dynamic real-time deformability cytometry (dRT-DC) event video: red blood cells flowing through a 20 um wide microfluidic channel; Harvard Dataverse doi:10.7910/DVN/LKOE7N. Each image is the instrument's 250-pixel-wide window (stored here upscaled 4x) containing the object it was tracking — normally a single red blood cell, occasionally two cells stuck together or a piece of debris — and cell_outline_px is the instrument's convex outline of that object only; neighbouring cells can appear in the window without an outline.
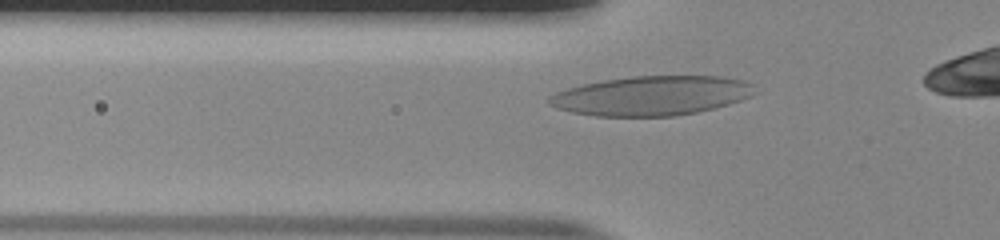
{"species": "human", "species_latin": "Homo sapiens", "temperature_condition": "room temperature", "stored_images_in_passage": 34, "camera_frame_rate_fps": 3000, "um_per_image_px": 0.085, "donor": {"sex": "male"}, "frame": {"image": 1, "passage_image": 5, "time_ms": 1.333, "image_size_px": [1000, 240], "cell_outline_px": [[756, 92], [752, 96], [728, 104], [696, 112], [672, 116], [596, 116], [572, 112], [556, 108], [548, 104], [544, 100], [548, 96], [556, 92], [580, 84], [604, 80], [632, 76], [724, 76], [744, 80], [752, 84]], "centroid_in_image_um": [55.35, 8.13], "position_along_channel_um": 70.5, "area_um2": 47.45}}
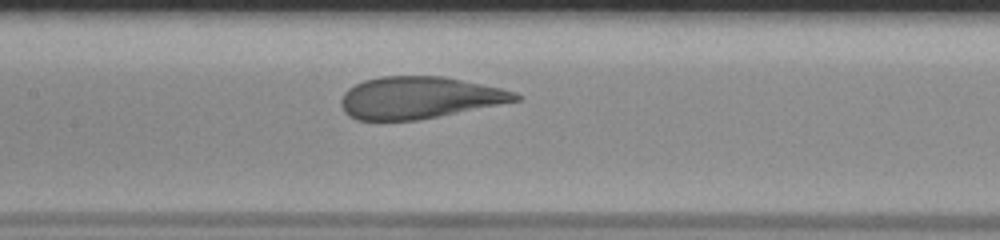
{"frame": {"image": 2, "passage_image": 13, "time_ms": 4.0, "image_size_px": [1000, 240], "cell_outline_px": [[520, 100], [420, 120], [356, 120], [348, 116], [344, 112], [340, 104], [340, 100], [344, 92], [348, 88], [364, 80], [380, 76], [444, 76], [500, 88], [516, 92], [520, 96]], "centroid_in_image_um": [35.59, 8.3], "position_along_channel_um": 171.8, "area_um2": 42.66}}
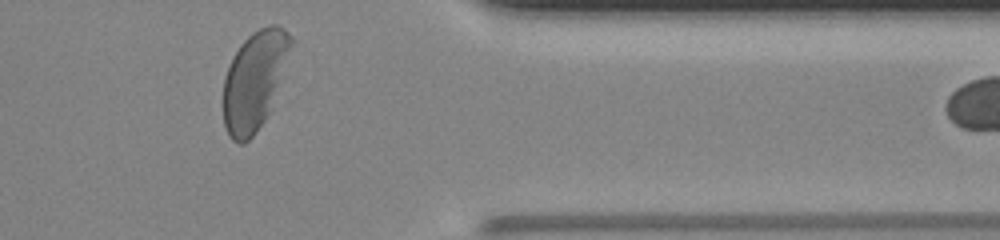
{"frame": {"image": 3, "passage_image": 31, "time_ms": 10.0, "image_size_px": [1000, 240], "cell_outline_px": [[296, 40], [268, 112], [264, 120], [256, 132], [244, 144], [236, 144], [228, 136], [224, 124], [224, 76], [228, 64], [232, 56], [240, 44], [252, 32], [268, 24], [276, 24], [284, 28]], "centroid_in_image_um": [21.63, 6.79], "position_along_channel_um": 389.8, "area_um2": 39.13}}